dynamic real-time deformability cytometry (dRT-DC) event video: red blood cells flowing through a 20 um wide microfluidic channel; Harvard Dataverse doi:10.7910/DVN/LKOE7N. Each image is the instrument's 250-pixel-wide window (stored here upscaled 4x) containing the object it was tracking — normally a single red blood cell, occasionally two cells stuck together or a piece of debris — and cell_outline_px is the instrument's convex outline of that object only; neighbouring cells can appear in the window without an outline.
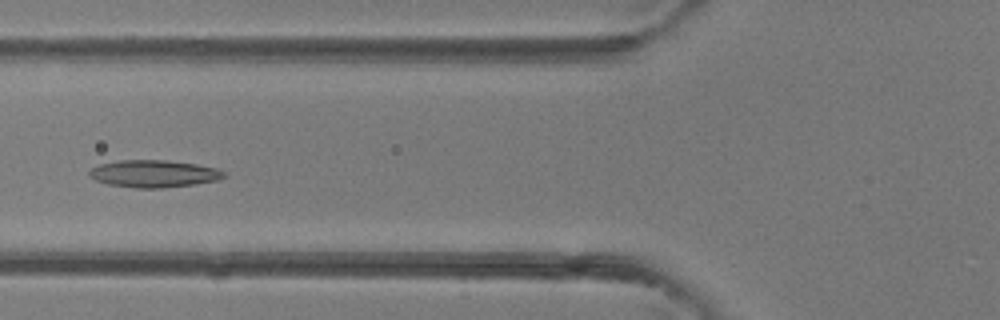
{"species": "common noctule bat (a hibernating species)", "species_latin": "Nyctalus noctula", "temperature_condition": "room temperature", "stored_images_in_passage": 5, "camera_frame_rate_fps": 3000, "um_per_image_px": 0.085, "animal": {"sex": "female"}, "frame": {"image": 1, "passage_image": 5, "time_ms": 4.667, "image_size_px": [1000, 320], "cell_outline_px": [[228, 176], [220, 180], [196, 184], [164, 188], [136, 188], [108, 184], [96, 180], [88, 176], [88, 172], [92, 168], [100, 164], [120, 160], [164, 160], [196, 164], [216, 168], [224, 172]], "centroid_in_image_um": [13.1, 14.77], "position_along_channel_um": 112.7, "area_um2": 21.5}}